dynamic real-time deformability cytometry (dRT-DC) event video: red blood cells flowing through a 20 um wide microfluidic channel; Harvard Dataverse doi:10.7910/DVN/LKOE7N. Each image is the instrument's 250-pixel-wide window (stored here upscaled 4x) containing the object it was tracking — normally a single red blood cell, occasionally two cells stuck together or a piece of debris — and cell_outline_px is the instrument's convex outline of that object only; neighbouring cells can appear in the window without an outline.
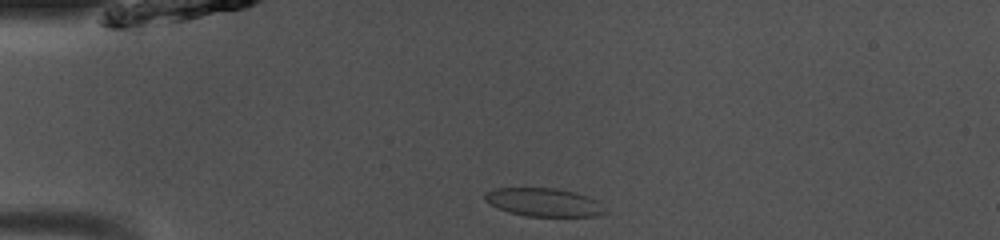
{"species": "common noctule bat (a hibernating species)", "species_latin": "Nyctalus noctula", "temperature_condition": "room temperature", "stored_images_in_passage": 38, "camera_frame_rate_fps": 3000, "um_per_image_px": 0.085, "animal": {"sex": "male", "body_mass_g": 13.0, "forearm_length_mm": 53.1}, "frame": {"image": 1, "passage_image": 1, "time_ms": 0.0, "image_size_px": [1000, 240], "cell_outline_px": [[608, 212], [596, 216], [528, 216], [508, 212], [484, 200], [484, 192], [492, 188], [556, 188], [576, 192], [588, 196], [596, 200]], "centroid_in_image_um": [46.22, 17.18], "position_along_channel_um": 38.8, "area_um2": 19.83}}
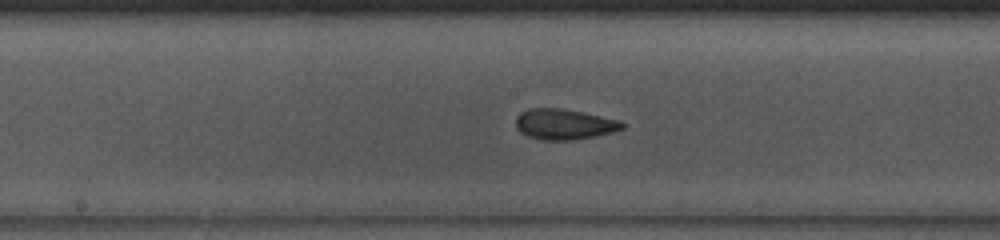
{"frame": {"image": 2, "passage_image": 15, "time_ms": 4.667, "image_size_px": [1000, 240], "cell_outline_px": [[628, 124], [624, 128], [612, 132], [596, 136], [572, 140], [540, 140], [528, 136], [520, 132], [516, 128], [516, 116], [520, 112], [528, 108], [560, 108], [620, 120]], "centroid_in_image_um": [47.95, 10.56], "position_along_channel_um": 200.3, "area_um2": 19.07}}
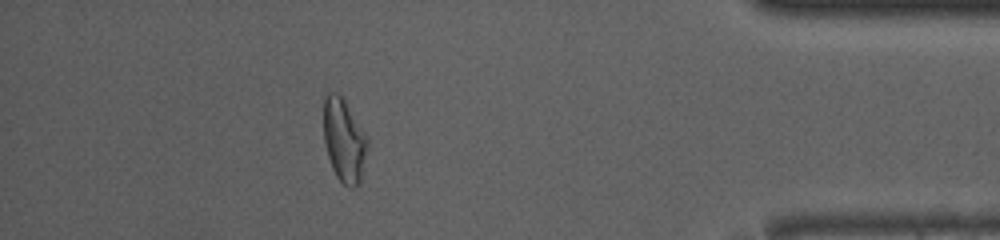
{"frame": {"image": 3, "passage_image": 33, "time_ms": 10.667, "image_size_px": [1000, 240], "cell_outline_px": [[368, 148], [360, 184], [352, 188], [348, 188], [336, 176], [332, 168], [328, 156], [324, 140], [324, 96], [328, 92], [336, 92], [344, 96], [368, 136]], "centroid_in_image_um": [29.27, 11.89], "position_along_channel_um": 405.9, "area_um2": 21.91}, "authors_computed_cell_mechanics": {"area_um2": 19.2185, "velocity_mm_per_s": 4.0907, "shape_relaxation_time_tau1_ms": 4.2645, "shape_relaxation_time_tau2_ms": 0.8642, "deformation_change_tau1": 0.124, "deformation_change_tau2": 0.0591}}